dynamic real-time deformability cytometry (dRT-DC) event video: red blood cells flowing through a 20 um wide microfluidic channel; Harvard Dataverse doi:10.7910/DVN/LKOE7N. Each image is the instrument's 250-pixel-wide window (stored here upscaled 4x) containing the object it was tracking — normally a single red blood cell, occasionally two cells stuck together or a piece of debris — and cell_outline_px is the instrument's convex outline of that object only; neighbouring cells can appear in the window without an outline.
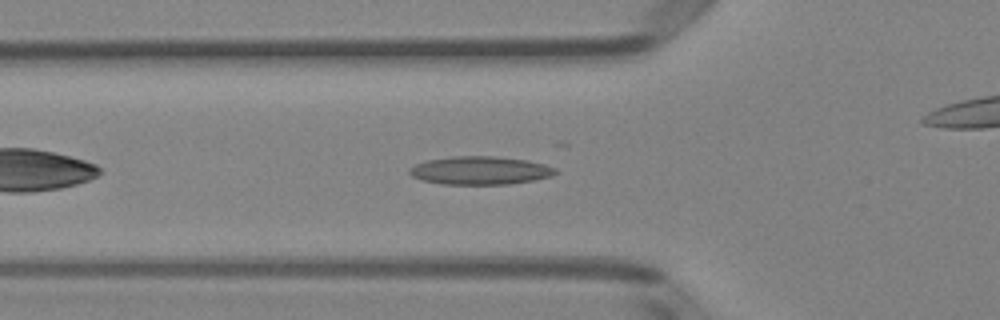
{"species": "Egyptian fruit bat (a non-hibernating species)", "species_latin": "Rousettus aegyptiacus", "temperature_condition": "room temperature", "stored_images_in_passage": 40, "camera_frame_rate_fps": 3000, "um_per_image_px": 0.085, "animal": {"sex": "female"}, "frame": {"image": 1, "passage_image": 6, "time_ms": 1.667, "image_size_px": [1000, 320], "cell_outline_px": [[560, 172], [552, 176], [536, 180], [508, 184], [440, 184], [424, 180], [412, 176], [408, 172], [408, 168], [416, 164], [428, 160], [452, 156], [492, 156], [528, 160], [544, 164], [556, 168]], "centroid_in_image_um": [40.85, 14.49], "position_along_channel_um": 85.0, "area_um2": 24.1}}
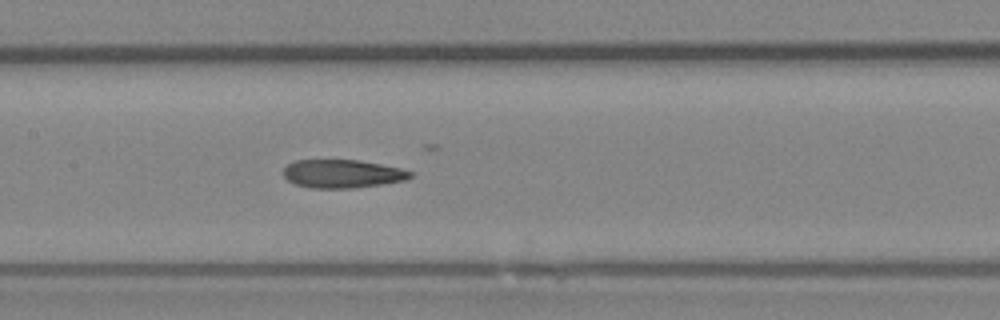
{"frame": {"image": 2, "passage_image": 13, "time_ms": 4.0, "image_size_px": [1000, 320], "cell_outline_px": [[412, 176], [404, 180], [380, 184], [352, 188], [312, 188], [296, 184], [288, 180], [284, 176], [284, 168], [288, 164], [296, 160], [360, 160], [400, 168], [412, 172]], "centroid_in_image_um": [29.08, 14.76], "position_along_channel_um": 178.3, "area_um2": 20.69}}
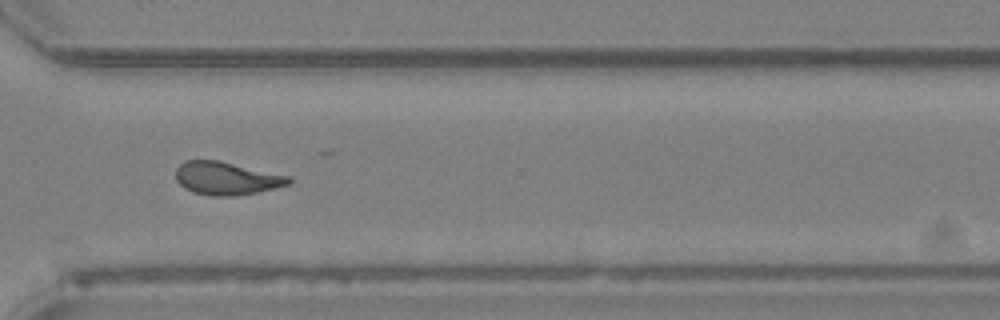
{"frame": {"image": 3, "passage_image": 26, "time_ms": 8.333, "image_size_px": [1000, 320], "cell_outline_px": [[292, 180], [288, 184], [276, 188], [256, 192], [232, 196], [212, 196], [192, 192], [184, 188], [176, 180], [176, 168], [184, 160], [220, 160], [292, 176]], "centroid_in_image_um": [19.26, 15.14], "position_along_channel_um": 351.3, "area_um2": 21.96}, "authors_computed_cell_mechanics": {"area_um2": 21.4149, "velocity_mm_per_s": 3.9942, "shape_relaxation_time_tau1_ms": null, "shape_relaxation_time_tau2_ms": 3.299, "deformation_change_tau1": null, "deformation_change_tau2": 0.1166}}